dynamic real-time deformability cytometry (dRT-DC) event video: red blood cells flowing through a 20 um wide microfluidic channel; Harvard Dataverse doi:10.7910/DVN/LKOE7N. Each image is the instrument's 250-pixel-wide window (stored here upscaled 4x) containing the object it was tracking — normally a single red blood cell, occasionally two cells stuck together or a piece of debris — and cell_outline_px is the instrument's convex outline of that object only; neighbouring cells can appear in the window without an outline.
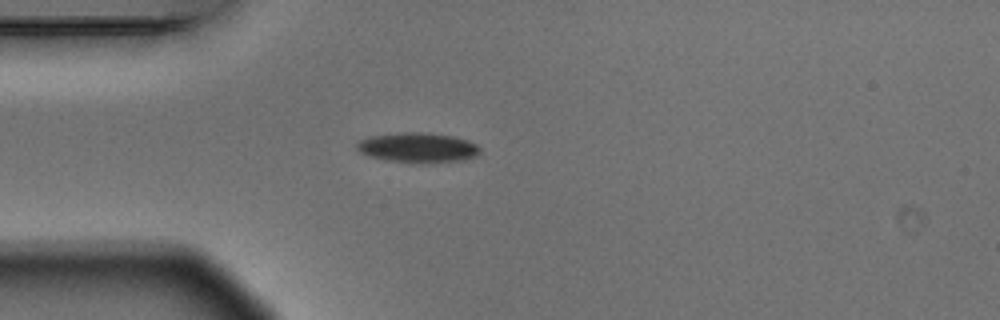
{"species": "Egyptian fruit bat (a non-hibernating species)", "species_latin": "Rousettus aegyptiacus", "temperature_condition": "warm", "stored_images_in_passage": 4, "camera_frame_rate_fps": 3000, "um_per_image_px": 0.085, "animal": {"sex": "male"}, "frame": {"image": 1, "passage_image": 4, "time_ms": 1.0, "image_size_px": [1000, 320], "cell_outline_px": [[480, 152], [476, 156], [460, 160], [384, 160], [368, 156], [360, 152], [356, 148], [356, 144], [360, 140], [368, 136], [404, 132], [420, 132], [452, 136], [468, 140], [476, 144], [480, 148]], "centroid_in_image_um": [35.46, 12.49], "position_along_channel_um": 49.5, "area_um2": 20.52}}